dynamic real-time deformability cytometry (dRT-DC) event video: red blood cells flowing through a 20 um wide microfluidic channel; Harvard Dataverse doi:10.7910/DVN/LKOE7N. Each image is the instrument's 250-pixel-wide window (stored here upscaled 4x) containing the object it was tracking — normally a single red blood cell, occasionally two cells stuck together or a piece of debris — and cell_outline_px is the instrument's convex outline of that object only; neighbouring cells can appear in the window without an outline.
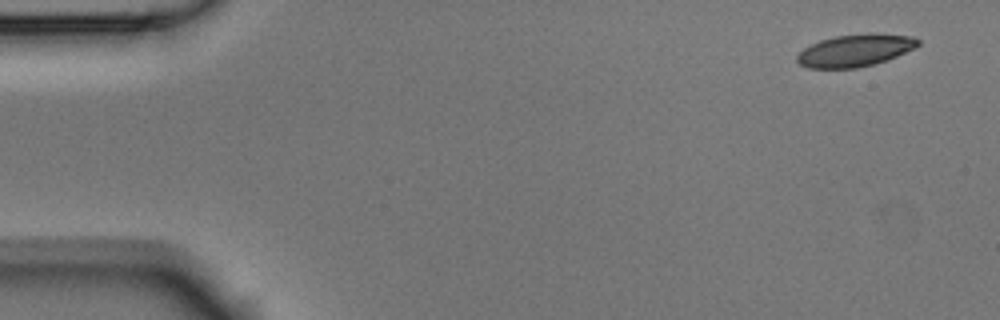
{"species": "Egyptian fruit bat (a non-hibernating species)", "species_latin": "Rousettus aegyptiacus", "temperature_condition": "room temperature", "stored_images_in_passage": 5, "segment_of_instrument_passage": [1, 2], "camera_frame_rate_fps": 3000, "um_per_image_px": 0.085, "animal": {"sex": "male"}, "frame": {"image": 1, "passage_image": 1, "time_ms": 0.0, "image_size_px": [1000, 320], "cell_outline_px": [[920, 44], [916, 48], [896, 56], [872, 64], [856, 68], [808, 68], [800, 64], [796, 60], [796, 56], [804, 48], [820, 40], [836, 36], [868, 32], [872, 32], [912, 36], [920, 40]], "centroid_in_image_um": [72.71, 4.26], "position_along_channel_um": 12.3, "area_um2": 22.77}}
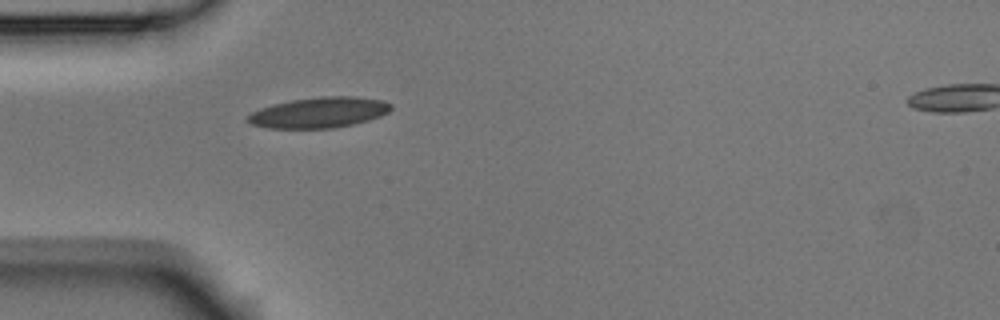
{"frame": {"image": 2, "passage_image": 4, "time_ms": 1.0, "image_size_px": [1000, 320], "cell_outline_px": [[392, 108], [388, 112], [380, 116], [368, 120], [352, 124], [332, 128], [268, 128], [252, 124], [244, 120], [252, 112], [260, 108], [272, 104], [292, 100], [320, 96], [356, 96], [384, 100], [392, 104]], "centroid_in_image_um": [27.13, 9.55], "position_along_channel_um": 57.9, "area_um2": 25.61}}